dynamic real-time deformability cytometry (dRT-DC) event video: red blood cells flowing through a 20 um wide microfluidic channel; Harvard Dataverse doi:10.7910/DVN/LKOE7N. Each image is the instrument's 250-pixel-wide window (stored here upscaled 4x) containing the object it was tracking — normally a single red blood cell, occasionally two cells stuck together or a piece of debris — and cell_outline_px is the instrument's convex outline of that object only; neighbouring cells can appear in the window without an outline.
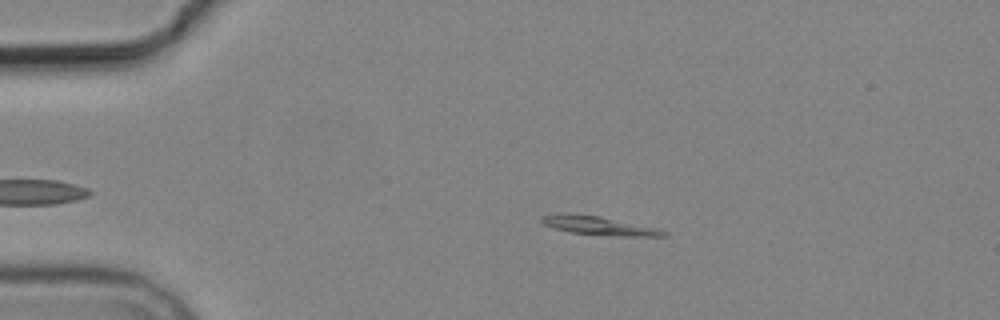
{"species": "common noctule bat (a hibernating species)", "species_latin": "Nyctalus noctula", "temperature_condition": "cold", "stored_images_in_passage": 4, "camera_frame_rate_fps": 3000, "um_per_image_px": 0.085, "animal": {"sex": "male", "body_mass_g": 19.2, "forearm_length_mm": 51.8}, "frame": {"image": 1, "passage_image": 2, "time_ms": 1.333, "image_size_px": [1000, 320], "cell_outline_px": [[668, 236], [620, 236], [572, 232], [556, 228], [544, 224], [540, 220], [540, 216], [564, 212], [600, 216], [660, 228], [668, 232]], "centroid_in_image_um": [50.94, 19.16], "position_along_channel_um": 34.1, "area_um2": 13.29}}
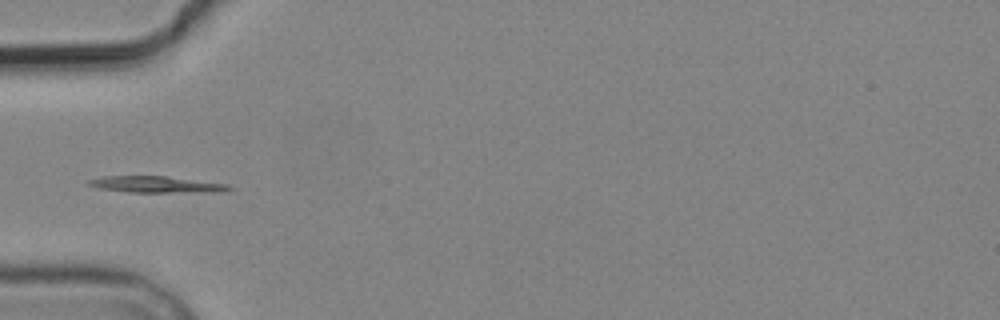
{"frame": {"image": 2, "passage_image": 4, "time_ms": 3.667, "image_size_px": [1000, 320], "cell_outline_px": [[232, 188], [220, 192], [128, 192], [100, 188], [88, 184], [88, 180], [104, 176], [164, 176], [228, 184]], "centroid_in_image_um": [13.29, 15.68], "position_along_channel_um": 71.7, "area_um2": 13.18}}